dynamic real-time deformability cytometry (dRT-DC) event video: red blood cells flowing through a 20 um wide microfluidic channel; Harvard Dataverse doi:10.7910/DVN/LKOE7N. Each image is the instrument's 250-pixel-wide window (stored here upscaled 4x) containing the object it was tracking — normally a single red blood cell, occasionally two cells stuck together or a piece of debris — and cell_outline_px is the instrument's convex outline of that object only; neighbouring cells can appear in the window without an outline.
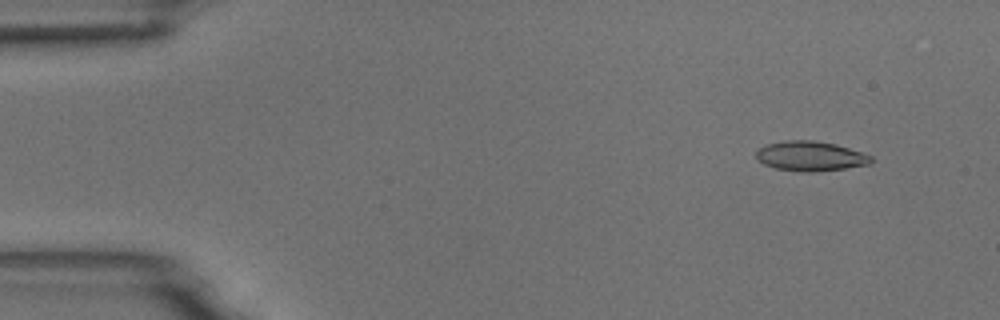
{"species": "common noctule bat (a hibernating species)", "species_latin": "Nyctalus noctula", "temperature_condition": "room temperature", "stored_images_in_passage": 54, "camera_frame_rate_fps": 3000, "um_per_image_px": 0.085, "animal": {"sex": "male", "body_mass_g": 18.8}, "frame": {"image": 1, "passage_image": 5, "time_ms": 1.333, "image_size_px": [1000, 320], "cell_outline_px": [[872, 160], [868, 164], [844, 168], [812, 172], [804, 172], [776, 168], [764, 164], [756, 160], [756, 152], [760, 148], [768, 144], [784, 140], [812, 140], [836, 144], [872, 156]], "centroid_in_image_um": [68.85, 13.26], "position_along_channel_um": 16.2, "area_um2": 19.71}}
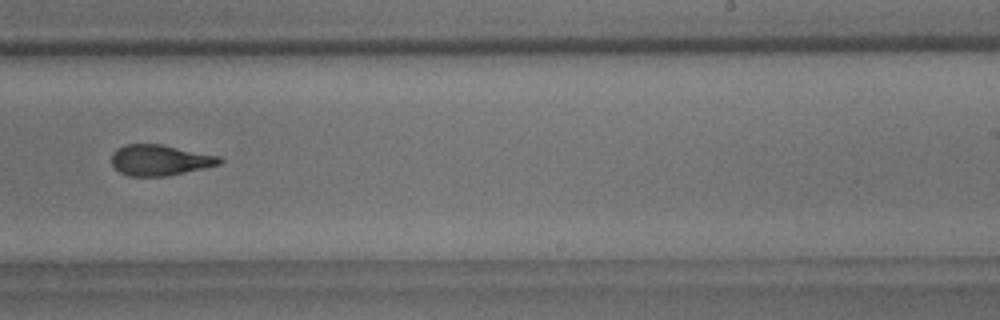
{"frame": {"image": 2, "passage_image": 34, "time_ms": 11.0, "image_size_px": [1000, 320], "cell_outline_px": [[224, 160], [220, 164], [204, 168], [168, 176], [128, 176], [120, 172], [112, 164], [112, 152], [116, 148], [124, 144], [160, 144], [220, 156]], "centroid_in_image_um": [13.59, 13.61], "position_along_channel_um": 275.4, "area_um2": 19.42}}
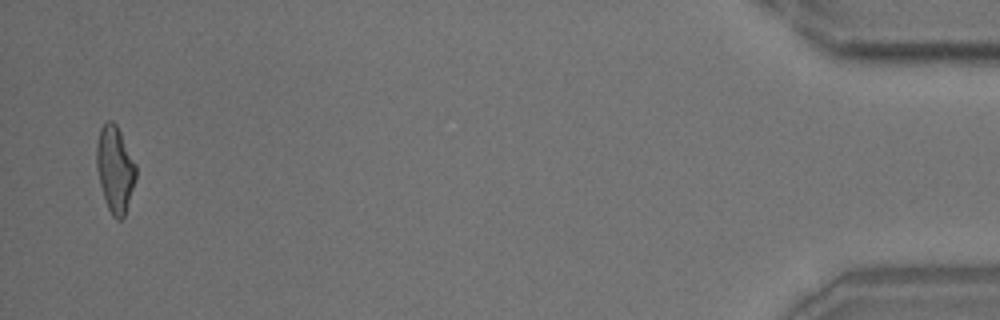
{"frame": {"image": 3, "passage_image": 53, "time_ms": 17.333, "image_size_px": [1000, 320], "cell_outline_px": [[136, 180], [124, 216], [120, 220], [116, 220], [112, 216], [108, 208], [100, 184], [96, 164], [96, 144], [100, 128], [108, 120], [112, 120], [116, 124], [136, 164]], "centroid_in_image_um": [9.78, 14.37], "position_along_channel_um": 425.4, "area_um2": 19.71}, "authors_computed_cell_mechanics": {"area_um2": 19.8832, "velocity_mm_per_s": 3.7294, "shape_relaxation_time_tau1_ms": 8.9708, "shape_relaxation_time_tau2_ms": 2.5641, "deformation_change_tau1": 0.2674, "deformation_change_tau2": 0.1186}}